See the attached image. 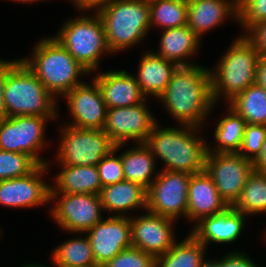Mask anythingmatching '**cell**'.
I'll return each mask as SVG.
<instances>
[{"mask_svg":"<svg viewBox=\"0 0 266 267\" xmlns=\"http://www.w3.org/2000/svg\"><path fill=\"white\" fill-rule=\"evenodd\" d=\"M241 36L233 41L217 64L216 70L210 69L212 98L215 104L220 96L230 102L255 83L260 54L243 34Z\"/></svg>","mask_w":266,"mask_h":267,"instance_id":"cell-5","label":"cell"},{"mask_svg":"<svg viewBox=\"0 0 266 267\" xmlns=\"http://www.w3.org/2000/svg\"><path fill=\"white\" fill-rule=\"evenodd\" d=\"M247 124L266 126V90L255 83L247 87L229 102Z\"/></svg>","mask_w":266,"mask_h":267,"instance_id":"cell-28","label":"cell"},{"mask_svg":"<svg viewBox=\"0 0 266 267\" xmlns=\"http://www.w3.org/2000/svg\"><path fill=\"white\" fill-rule=\"evenodd\" d=\"M86 233L98 267L105 265L122 250L132 247L129 216L102 219Z\"/></svg>","mask_w":266,"mask_h":267,"instance_id":"cell-14","label":"cell"},{"mask_svg":"<svg viewBox=\"0 0 266 267\" xmlns=\"http://www.w3.org/2000/svg\"><path fill=\"white\" fill-rule=\"evenodd\" d=\"M49 164L38 165L28 175L0 180V204L6 207H36L50 201V188L41 175Z\"/></svg>","mask_w":266,"mask_h":267,"instance_id":"cell-16","label":"cell"},{"mask_svg":"<svg viewBox=\"0 0 266 267\" xmlns=\"http://www.w3.org/2000/svg\"><path fill=\"white\" fill-rule=\"evenodd\" d=\"M206 246L191 233L182 241L175 242L164 255L155 258L154 267H199L205 260Z\"/></svg>","mask_w":266,"mask_h":267,"instance_id":"cell-27","label":"cell"},{"mask_svg":"<svg viewBox=\"0 0 266 267\" xmlns=\"http://www.w3.org/2000/svg\"><path fill=\"white\" fill-rule=\"evenodd\" d=\"M161 35L160 50L155 54L175 63L177 66L194 65L185 62V58L198 51L200 38L187 25L164 29Z\"/></svg>","mask_w":266,"mask_h":267,"instance_id":"cell-25","label":"cell"},{"mask_svg":"<svg viewBox=\"0 0 266 267\" xmlns=\"http://www.w3.org/2000/svg\"><path fill=\"white\" fill-rule=\"evenodd\" d=\"M93 84H82L65 94L73 123L69 126L81 129L102 130L107 116V106L99 85L93 79Z\"/></svg>","mask_w":266,"mask_h":267,"instance_id":"cell-17","label":"cell"},{"mask_svg":"<svg viewBox=\"0 0 266 267\" xmlns=\"http://www.w3.org/2000/svg\"><path fill=\"white\" fill-rule=\"evenodd\" d=\"M38 165L39 164L26 153L0 150V180L28 175Z\"/></svg>","mask_w":266,"mask_h":267,"instance_id":"cell-33","label":"cell"},{"mask_svg":"<svg viewBox=\"0 0 266 267\" xmlns=\"http://www.w3.org/2000/svg\"><path fill=\"white\" fill-rule=\"evenodd\" d=\"M254 170L259 172H266V133L263 142V147L258 158L253 162Z\"/></svg>","mask_w":266,"mask_h":267,"instance_id":"cell-43","label":"cell"},{"mask_svg":"<svg viewBox=\"0 0 266 267\" xmlns=\"http://www.w3.org/2000/svg\"><path fill=\"white\" fill-rule=\"evenodd\" d=\"M53 260V263H55V266L56 267H71V266H68V265H64L62 263H59L58 261L54 260L53 258H51ZM48 267V266H46Z\"/></svg>","mask_w":266,"mask_h":267,"instance_id":"cell-45","label":"cell"},{"mask_svg":"<svg viewBox=\"0 0 266 267\" xmlns=\"http://www.w3.org/2000/svg\"><path fill=\"white\" fill-rule=\"evenodd\" d=\"M265 133V125L247 124L238 153L245 159L254 162L261 153Z\"/></svg>","mask_w":266,"mask_h":267,"instance_id":"cell-35","label":"cell"},{"mask_svg":"<svg viewBox=\"0 0 266 267\" xmlns=\"http://www.w3.org/2000/svg\"><path fill=\"white\" fill-rule=\"evenodd\" d=\"M51 215L61 228L73 233H86L103 218L100 195L60 193Z\"/></svg>","mask_w":266,"mask_h":267,"instance_id":"cell-12","label":"cell"},{"mask_svg":"<svg viewBox=\"0 0 266 267\" xmlns=\"http://www.w3.org/2000/svg\"><path fill=\"white\" fill-rule=\"evenodd\" d=\"M54 38L89 73L98 70L103 53L110 52L104 23L97 12L92 17L69 19Z\"/></svg>","mask_w":266,"mask_h":267,"instance_id":"cell-7","label":"cell"},{"mask_svg":"<svg viewBox=\"0 0 266 267\" xmlns=\"http://www.w3.org/2000/svg\"><path fill=\"white\" fill-rule=\"evenodd\" d=\"M150 27L164 29L187 25L188 0H158L149 3Z\"/></svg>","mask_w":266,"mask_h":267,"instance_id":"cell-31","label":"cell"},{"mask_svg":"<svg viewBox=\"0 0 266 267\" xmlns=\"http://www.w3.org/2000/svg\"><path fill=\"white\" fill-rule=\"evenodd\" d=\"M51 256L59 263L71 267H98L87 235L58 245Z\"/></svg>","mask_w":266,"mask_h":267,"instance_id":"cell-32","label":"cell"},{"mask_svg":"<svg viewBox=\"0 0 266 267\" xmlns=\"http://www.w3.org/2000/svg\"><path fill=\"white\" fill-rule=\"evenodd\" d=\"M230 15L238 19V0H188L187 26L199 38Z\"/></svg>","mask_w":266,"mask_h":267,"instance_id":"cell-21","label":"cell"},{"mask_svg":"<svg viewBox=\"0 0 266 267\" xmlns=\"http://www.w3.org/2000/svg\"><path fill=\"white\" fill-rule=\"evenodd\" d=\"M140 60L136 82L145 97L151 94L159 98L178 66L152 52H146Z\"/></svg>","mask_w":266,"mask_h":267,"instance_id":"cell-23","label":"cell"},{"mask_svg":"<svg viewBox=\"0 0 266 267\" xmlns=\"http://www.w3.org/2000/svg\"><path fill=\"white\" fill-rule=\"evenodd\" d=\"M60 141L57 160L61 166H97L116 146L103 130L69 125L62 128Z\"/></svg>","mask_w":266,"mask_h":267,"instance_id":"cell-8","label":"cell"},{"mask_svg":"<svg viewBox=\"0 0 266 267\" xmlns=\"http://www.w3.org/2000/svg\"><path fill=\"white\" fill-rule=\"evenodd\" d=\"M180 126L161 129L156 123L145 144L151 149L155 158L164 161L166 167L163 170L189 174L205 171L209 144L194 133L199 127Z\"/></svg>","mask_w":266,"mask_h":267,"instance_id":"cell-2","label":"cell"},{"mask_svg":"<svg viewBox=\"0 0 266 267\" xmlns=\"http://www.w3.org/2000/svg\"><path fill=\"white\" fill-rule=\"evenodd\" d=\"M50 188V202L57 200L59 193L100 195L102 185L97 166H62Z\"/></svg>","mask_w":266,"mask_h":267,"instance_id":"cell-22","label":"cell"},{"mask_svg":"<svg viewBox=\"0 0 266 267\" xmlns=\"http://www.w3.org/2000/svg\"><path fill=\"white\" fill-rule=\"evenodd\" d=\"M159 98L179 125L201 127L215 105L210 69L198 65L178 66Z\"/></svg>","mask_w":266,"mask_h":267,"instance_id":"cell-1","label":"cell"},{"mask_svg":"<svg viewBox=\"0 0 266 267\" xmlns=\"http://www.w3.org/2000/svg\"><path fill=\"white\" fill-rule=\"evenodd\" d=\"M11 1H19V2H25V3H31L33 1H40V0H11Z\"/></svg>","mask_w":266,"mask_h":267,"instance_id":"cell-47","label":"cell"},{"mask_svg":"<svg viewBox=\"0 0 266 267\" xmlns=\"http://www.w3.org/2000/svg\"><path fill=\"white\" fill-rule=\"evenodd\" d=\"M141 1L146 2V3H152V2L158 1V0H141Z\"/></svg>","mask_w":266,"mask_h":267,"instance_id":"cell-48","label":"cell"},{"mask_svg":"<svg viewBox=\"0 0 266 267\" xmlns=\"http://www.w3.org/2000/svg\"><path fill=\"white\" fill-rule=\"evenodd\" d=\"M97 13L103 20L111 53L134 46L151 28L149 3L141 0H115Z\"/></svg>","mask_w":266,"mask_h":267,"instance_id":"cell-6","label":"cell"},{"mask_svg":"<svg viewBox=\"0 0 266 267\" xmlns=\"http://www.w3.org/2000/svg\"><path fill=\"white\" fill-rule=\"evenodd\" d=\"M22 267H46V266H45V265L42 266V265H39V264H38V265H37V264H36V265H35V264H32V265L29 264V265H28V264H27V265L22 266Z\"/></svg>","mask_w":266,"mask_h":267,"instance_id":"cell-46","label":"cell"},{"mask_svg":"<svg viewBox=\"0 0 266 267\" xmlns=\"http://www.w3.org/2000/svg\"><path fill=\"white\" fill-rule=\"evenodd\" d=\"M245 214L235 211L231 206L223 212L205 217L199 221L191 234L202 244L209 242H234L242 233L245 224Z\"/></svg>","mask_w":266,"mask_h":267,"instance_id":"cell-19","label":"cell"},{"mask_svg":"<svg viewBox=\"0 0 266 267\" xmlns=\"http://www.w3.org/2000/svg\"><path fill=\"white\" fill-rule=\"evenodd\" d=\"M94 80L99 85L107 108H124L141 104L146 97L142 94L135 76L127 71H107Z\"/></svg>","mask_w":266,"mask_h":267,"instance_id":"cell-18","label":"cell"},{"mask_svg":"<svg viewBox=\"0 0 266 267\" xmlns=\"http://www.w3.org/2000/svg\"><path fill=\"white\" fill-rule=\"evenodd\" d=\"M7 75V60L0 59V120L7 118L4 104V90Z\"/></svg>","mask_w":266,"mask_h":267,"instance_id":"cell-40","label":"cell"},{"mask_svg":"<svg viewBox=\"0 0 266 267\" xmlns=\"http://www.w3.org/2000/svg\"><path fill=\"white\" fill-rule=\"evenodd\" d=\"M125 180L141 184L148 189L153 183L156 158L145 143H139L136 148H130L120 155Z\"/></svg>","mask_w":266,"mask_h":267,"instance_id":"cell-26","label":"cell"},{"mask_svg":"<svg viewBox=\"0 0 266 267\" xmlns=\"http://www.w3.org/2000/svg\"><path fill=\"white\" fill-rule=\"evenodd\" d=\"M155 258L142 250L129 247L122 250L102 267H154Z\"/></svg>","mask_w":266,"mask_h":267,"instance_id":"cell-36","label":"cell"},{"mask_svg":"<svg viewBox=\"0 0 266 267\" xmlns=\"http://www.w3.org/2000/svg\"><path fill=\"white\" fill-rule=\"evenodd\" d=\"M199 267H220L218 261H204Z\"/></svg>","mask_w":266,"mask_h":267,"instance_id":"cell-44","label":"cell"},{"mask_svg":"<svg viewBox=\"0 0 266 267\" xmlns=\"http://www.w3.org/2000/svg\"><path fill=\"white\" fill-rule=\"evenodd\" d=\"M147 189L141 184L123 180L118 183L104 186L101 190L100 197L103 210H109L119 215L126 216L125 211H130L136 208L146 209ZM119 211V212H117ZM121 212V214H120Z\"/></svg>","mask_w":266,"mask_h":267,"instance_id":"cell-24","label":"cell"},{"mask_svg":"<svg viewBox=\"0 0 266 267\" xmlns=\"http://www.w3.org/2000/svg\"><path fill=\"white\" fill-rule=\"evenodd\" d=\"M220 267H257L244 253L232 252L218 261Z\"/></svg>","mask_w":266,"mask_h":267,"instance_id":"cell-39","label":"cell"},{"mask_svg":"<svg viewBox=\"0 0 266 267\" xmlns=\"http://www.w3.org/2000/svg\"><path fill=\"white\" fill-rule=\"evenodd\" d=\"M192 174L162 170L147 189L146 210L177 220L187 219L188 189Z\"/></svg>","mask_w":266,"mask_h":267,"instance_id":"cell-9","label":"cell"},{"mask_svg":"<svg viewBox=\"0 0 266 267\" xmlns=\"http://www.w3.org/2000/svg\"><path fill=\"white\" fill-rule=\"evenodd\" d=\"M229 207L220 197L212 178L205 172L192 174L188 189L187 219L201 221Z\"/></svg>","mask_w":266,"mask_h":267,"instance_id":"cell-20","label":"cell"},{"mask_svg":"<svg viewBox=\"0 0 266 267\" xmlns=\"http://www.w3.org/2000/svg\"><path fill=\"white\" fill-rule=\"evenodd\" d=\"M4 104L7 117H58L55 97L20 59L7 60Z\"/></svg>","mask_w":266,"mask_h":267,"instance_id":"cell-3","label":"cell"},{"mask_svg":"<svg viewBox=\"0 0 266 267\" xmlns=\"http://www.w3.org/2000/svg\"><path fill=\"white\" fill-rule=\"evenodd\" d=\"M48 120L42 116H11L0 120V150L26 153L39 165L49 164L38 155L45 146Z\"/></svg>","mask_w":266,"mask_h":267,"instance_id":"cell-11","label":"cell"},{"mask_svg":"<svg viewBox=\"0 0 266 267\" xmlns=\"http://www.w3.org/2000/svg\"><path fill=\"white\" fill-rule=\"evenodd\" d=\"M175 220L147 210V214L130 218L132 246L153 256L164 255L176 240L172 230Z\"/></svg>","mask_w":266,"mask_h":267,"instance_id":"cell-15","label":"cell"},{"mask_svg":"<svg viewBox=\"0 0 266 267\" xmlns=\"http://www.w3.org/2000/svg\"><path fill=\"white\" fill-rule=\"evenodd\" d=\"M247 215L266 212V172H253L247 177L239 198L231 206Z\"/></svg>","mask_w":266,"mask_h":267,"instance_id":"cell-29","label":"cell"},{"mask_svg":"<svg viewBox=\"0 0 266 267\" xmlns=\"http://www.w3.org/2000/svg\"><path fill=\"white\" fill-rule=\"evenodd\" d=\"M253 170V162L239 153L207 152L205 158V172L212 178L220 197L228 206L239 198Z\"/></svg>","mask_w":266,"mask_h":267,"instance_id":"cell-10","label":"cell"},{"mask_svg":"<svg viewBox=\"0 0 266 267\" xmlns=\"http://www.w3.org/2000/svg\"><path fill=\"white\" fill-rule=\"evenodd\" d=\"M74 2L75 6L78 10H91L97 9L96 12H98L103 7L113 3L115 0H71Z\"/></svg>","mask_w":266,"mask_h":267,"instance_id":"cell-41","label":"cell"},{"mask_svg":"<svg viewBox=\"0 0 266 267\" xmlns=\"http://www.w3.org/2000/svg\"><path fill=\"white\" fill-rule=\"evenodd\" d=\"M124 108H109L103 131L116 144H125L128 140L145 143L149 134L158 123L144 104Z\"/></svg>","mask_w":266,"mask_h":267,"instance_id":"cell-13","label":"cell"},{"mask_svg":"<svg viewBox=\"0 0 266 267\" xmlns=\"http://www.w3.org/2000/svg\"><path fill=\"white\" fill-rule=\"evenodd\" d=\"M244 37L253 45L260 56H266V20L250 25Z\"/></svg>","mask_w":266,"mask_h":267,"instance_id":"cell-38","label":"cell"},{"mask_svg":"<svg viewBox=\"0 0 266 267\" xmlns=\"http://www.w3.org/2000/svg\"><path fill=\"white\" fill-rule=\"evenodd\" d=\"M237 20L244 30L254 23L266 20V0H238Z\"/></svg>","mask_w":266,"mask_h":267,"instance_id":"cell-37","label":"cell"},{"mask_svg":"<svg viewBox=\"0 0 266 267\" xmlns=\"http://www.w3.org/2000/svg\"><path fill=\"white\" fill-rule=\"evenodd\" d=\"M123 146L124 144L116 145L115 149L109 155L103 157L102 160L97 164L99 179L102 187L125 180L121 157L120 155H115V152Z\"/></svg>","mask_w":266,"mask_h":267,"instance_id":"cell-34","label":"cell"},{"mask_svg":"<svg viewBox=\"0 0 266 267\" xmlns=\"http://www.w3.org/2000/svg\"><path fill=\"white\" fill-rule=\"evenodd\" d=\"M228 108L229 115L221 119L215 128L214 137L218 146L215 151L208 146V152L238 153L241 148L247 123L232 108Z\"/></svg>","mask_w":266,"mask_h":267,"instance_id":"cell-30","label":"cell"},{"mask_svg":"<svg viewBox=\"0 0 266 267\" xmlns=\"http://www.w3.org/2000/svg\"><path fill=\"white\" fill-rule=\"evenodd\" d=\"M255 84L266 90V56H260L255 73Z\"/></svg>","mask_w":266,"mask_h":267,"instance_id":"cell-42","label":"cell"},{"mask_svg":"<svg viewBox=\"0 0 266 267\" xmlns=\"http://www.w3.org/2000/svg\"><path fill=\"white\" fill-rule=\"evenodd\" d=\"M30 58L20 59L55 97H64L83 82L79 75L89 74L73 56L54 38L42 39L35 45Z\"/></svg>","mask_w":266,"mask_h":267,"instance_id":"cell-4","label":"cell"}]
</instances>
